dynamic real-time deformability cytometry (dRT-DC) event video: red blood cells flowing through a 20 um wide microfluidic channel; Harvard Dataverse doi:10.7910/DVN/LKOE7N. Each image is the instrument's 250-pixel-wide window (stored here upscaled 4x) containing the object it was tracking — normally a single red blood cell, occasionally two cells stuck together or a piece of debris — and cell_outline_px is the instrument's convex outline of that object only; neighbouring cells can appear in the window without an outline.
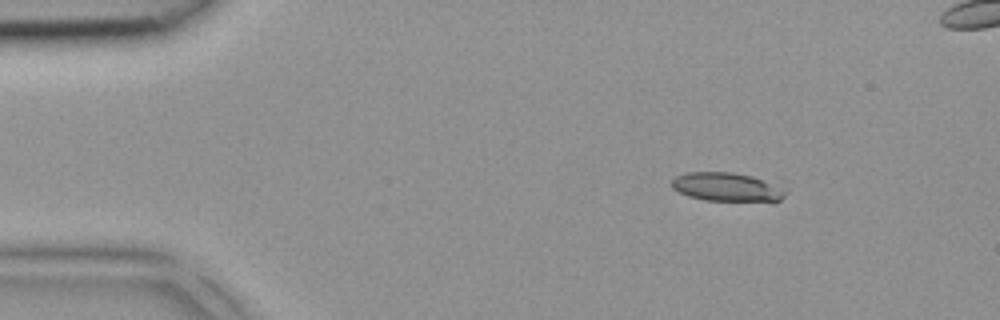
{"species": "common noctule bat (a hibernating species)", "species_latin": "Nyctalus noctula", "temperature_condition": "room temperature", "stored_images_in_passage": 5, "camera_frame_rate_fps": 3000, "um_per_image_px": 0.085, "animal": {"sex": "female", "body_mass_g": 18.4}, "frame": {"image": 1, "passage_image": 3, "time_ms": 0.667, "image_size_px": [1000, 320], "cell_outline_px": [[788, 192], [776, 204], [772, 204], [704, 200], [688, 196], [672, 188], [672, 180], [676, 176], [688, 172], [732, 172], [788, 180]], "centroid_in_image_um": [62.15, 15.91], "position_along_channel_um": 22.9, "area_um2": 21.27}}